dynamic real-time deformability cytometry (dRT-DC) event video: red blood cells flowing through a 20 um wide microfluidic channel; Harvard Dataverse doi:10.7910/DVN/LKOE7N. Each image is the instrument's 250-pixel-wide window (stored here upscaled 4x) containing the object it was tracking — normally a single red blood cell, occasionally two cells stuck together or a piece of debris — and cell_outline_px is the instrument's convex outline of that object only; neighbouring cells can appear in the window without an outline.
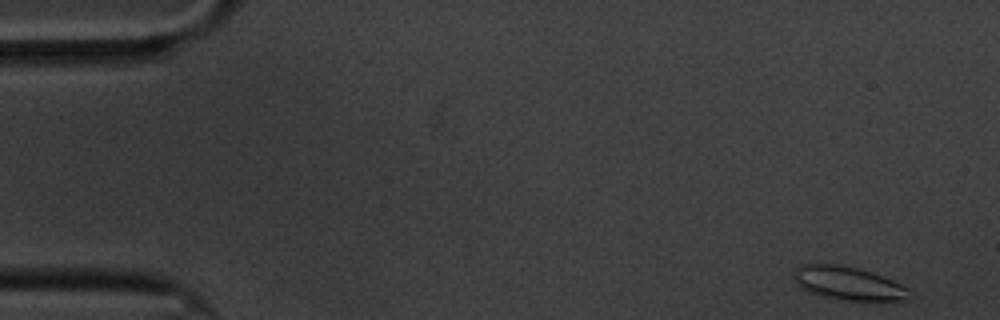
{"species": "common noctule bat (a hibernating species)", "species_latin": "Nyctalus noctula", "temperature_condition": "cold", "stored_images_in_passage": 57, "camera_frame_rate_fps": 3000, "um_per_image_px": 0.085, "animal": {"sex": "male", "body_mass_g": 20.1, "forearm_length_mm": 53.5}, "frame": {"image": 1, "passage_image": 1, "time_ms": 0.0, "image_size_px": [1000, 320], "cell_outline_px": [[908, 300], [840, 300], [820, 296], [808, 292], [800, 288], [796, 284], [792, 276], [796, 268], [800, 264], [836, 264], [860, 268], [892, 280], [908, 288]], "centroid_in_image_um": [72.01, 24.07], "position_along_channel_um": 13.0, "area_um2": 22.54}}
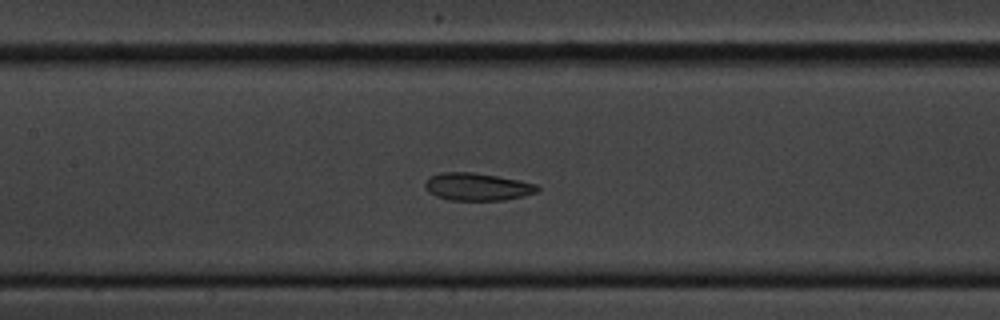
{"frame": {"image": 2, "passage_image": 25, "time_ms": 8.0, "image_size_px": [1000, 320], "cell_outline_px": [[540, 188], [536, 192], [524, 196], [504, 200], [448, 200], [436, 196], [428, 192], [424, 188], [424, 184], [428, 176], [440, 172], [472, 172], [496, 176], [536, 184]], "centroid_in_image_um": [40.5, 15.87], "position_along_channel_um": 166.9, "area_um2": 18.09}}
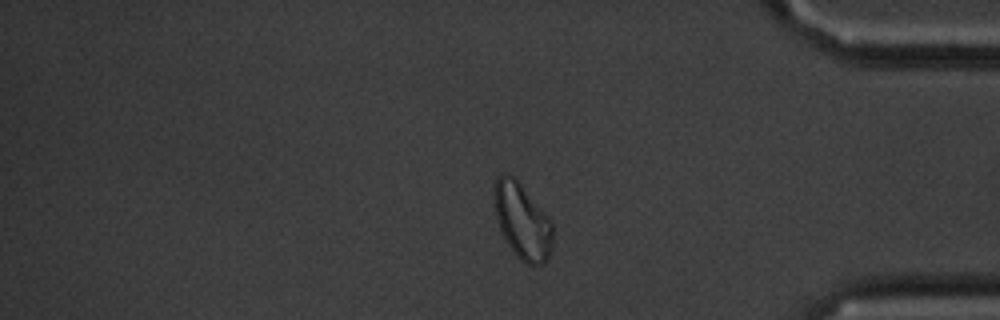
{"frame": {"image": 3, "passage_image": 47, "time_ms": 15.333, "image_size_px": [1000, 320], "cell_outline_px": [[552, 248], [548, 260], [544, 264], [524, 264], [512, 252], [500, 232], [496, 216], [492, 196], [492, 188], [496, 176], [500, 172], [504, 172], [512, 176], [520, 184], [552, 220]], "centroid_in_image_um": [44.35, 18.79], "position_along_channel_um": 390.8, "area_um2": 26.41}, "authors_computed_cell_mechanics": {"area_um2": 20.4034, "velocity_mm_per_s": 3.3671, "shape_relaxation_time_tau1_ms": null, "shape_relaxation_time_tau2_ms": 3.2712, "deformation_change_tau1": null, "deformation_change_tau2": 0.0795}}